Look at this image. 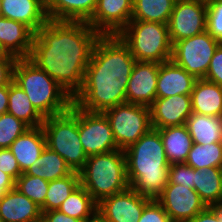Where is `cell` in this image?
Segmentation results:
<instances>
[{
	"mask_svg": "<svg viewBox=\"0 0 222 222\" xmlns=\"http://www.w3.org/2000/svg\"><path fill=\"white\" fill-rule=\"evenodd\" d=\"M100 36L87 22L49 19L35 33L29 59L74 97Z\"/></svg>",
	"mask_w": 222,
	"mask_h": 222,
	"instance_id": "1",
	"label": "cell"
},
{
	"mask_svg": "<svg viewBox=\"0 0 222 222\" xmlns=\"http://www.w3.org/2000/svg\"><path fill=\"white\" fill-rule=\"evenodd\" d=\"M135 63L128 46L118 35H101L73 103L82 110L103 113L127 102L126 90Z\"/></svg>",
	"mask_w": 222,
	"mask_h": 222,
	"instance_id": "2",
	"label": "cell"
},
{
	"mask_svg": "<svg viewBox=\"0 0 222 222\" xmlns=\"http://www.w3.org/2000/svg\"><path fill=\"white\" fill-rule=\"evenodd\" d=\"M124 154L130 187L150 200H157L169 182L170 167L159 131L151 128Z\"/></svg>",
	"mask_w": 222,
	"mask_h": 222,
	"instance_id": "3",
	"label": "cell"
},
{
	"mask_svg": "<svg viewBox=\"0 0 222 222\" xmlns=\"http://www.w3.org/2000/svg\"><path fill=\"white\" fill-rule=\"evenodd\" d=\"M13 82L44 118L68 111L73 103V97L29 58L16 60Z\"/></svg>",
	"mask_w": 222,
	"mask_h": 222,
	"instance_id": "4",
	"label": "cell"
},
{
	"mask_svg": "<svg viewBox=\"0 0 222 222\" xmlns=\"http://www.w3.org/2000/svg\"><path fill=\"white\" fill-rule=\"evenodd\" d=\"M79 174L80 184L97 203L130 187L123 150L88 156Z\"/></svg>",
	"mask_w": 222,
	"mask_h": 222,
	"instance_id": "5",
	"label": "cell"
},
{
	"mask_svg": "<svg viewBox=\"0 0 222 222\" xmlns=\"http://www.w3.org/2000/svg\"><path fill=\"white\" fill-rule=\"evenodd\" d=\"M118 36L136 61L160 64L171 60L172 43L167 24L131 20Z\"/></svg>",
	"mask_w": 222,
	"mask_h": 222,
	"instance_id": "6",
	"label": "cell"
},
{
	"mask_svg": "<svg viewBox=\"0 0 222 222\" xmlns=\"http://www.w3.org/2000/svg\"><path fill=\"white\" fill-rule=\"evenodd\" d=\"M47 147L57 152L74 172H80L86 163L85 154L79 138L78 106L58 115L45 117L42 124Z\"/></svg>",
	"mask_w": 222,
	"mask_h": 222,
	"instance_id": "7",
	"label": "cell"
},
{
	"mask_svg": "<svg viewBox=\"0 0 222 222\" xmlns=\"http://www.w3.org/2000/svg\"><path fill=\"white\" fill-rule=\"evenodd\" d=\"M103 113L110 122L119 150H126L152 128L147 106L125 102Z\"/></svg>",
	"mask_w": 222,
	"mask_h": 222,
	"instance_id": "8",
	"label": "cell"
},
{
	"mask_svg": "<svg viewBox=\"0 0 222 222\" xmlns=\"http://www.w3.org/2000/svg\"><path fill=\"white\" fill-rule=\"evenodd\" d=\"M219 44V41L205 31L199 35L176 41L172 45L171 60L196 79H204L211 58Z\"/></svg>",
	"mask_w": 222,
	"mask_h": 222,
	"instance_id": "9",
	"label": "cell"
},
{
	"mask_svg": "<svg viewBox=\"0 0 222 222\" xmlns=\"http://www.w3.org/2000/svg\"><path fill=\"white\" fill-rule=\"evenodd\" d=\"M79 138L88 156L119 150L107 117L101 112H88L78 107Z\"/></svg>",
	"mask_w": 222,
	"mask_h": 222,
	"instance_id": "10",
	"label": "cell"
},
{
	"mask_svg": "<svg viewBox=\"0 0 222 222\" xmlns=\"http://www.w3.org/2000/svg\"><path fill=\"white\" fill-rule=\"evenodd\" d=\"M206 0H176L168 22L172 45L206 31Z\"/></svg>",
	"mask_w": 222,
	"mask_h": 222,
	"instance_id": "11",
	"label": "cell"
},
{
	"mask_svg": "<svg viewBox=\"0 0 222 222\" xmlns=\"http://www.w3.org/2000/svg\"><path fill=\"white\" fill-rule=\"evenodd\" d=\"M157 201L172 222H187L207 207L194 189L177 184H167Z\"/></svg>",
	"mask_w": 222,
	"mask_h": 222,
	"instance_id": "12",
	"label": "cell"
},
{
	"mask_svg": "<svg viewBox=\"0 0 222 222\" xmlns=\"http://www.w3.org/2000/svg\"><path fill=\"white\" fill-rule=\"evenodd\" d=\"M133 0H98L87 23L100 35H118L131 21Z\"/></svg>",
	"mask_w": 222,
	"mask_h": 222,
	"instance_id": "13",
	"label": "cell"
},
{
	"mask_svg": "<svg viewBox=\"0 0 222 222\" xmlns=\"http://www.w3.org/2000/svg\"><path fill=\"white\" fill-rule=\"evenodd\" d=\"M151 200L134 191L131 187L103 198L97 209L110 222H138L144 207Z\"/></svg>",
	"mask_w": 222,
	"mask_h": 222,
	"instance_id": "14",
	"label": "cell"
},
{
	"mask_svg": "<svg viewBox=\"0 0 222 222\" xmlns=\"http://www.w3.org/2000/svg\"><path fill=\"white\" fill-rule=\"evenodd\" d=\"M192 113L191 95L156 98L150 106L151 126L161 129L185 125Z\"/></svg>",
	"mask_w": 222,
	"mask_h": 222,
	"instance_id": "15",
	"label": "cell"
},
{
	"mask_svg": "<svg viewBox=\"0 0 222 222\" xmlns=\"http://www.w3.org/2000/svg\"><path fill=\"white\" fill-rule=\"evenodd\" d=\"M159 63L136 61L126 90L128 103L150 107L156 99Z\"/></svg>",
	"mask_w": 222,
	"mask_h": 222,
	"instance_id": "16",
	"label": "cell"
},
{
	"mask_svg": "<svg viewBox=\"0 0 222 222\" xmlns=\"http://www.w3.org/2000/svg\"><path fill=\"white\" fill-rule=\"evenodd\" d=\"M196 78L172 60L160 63L156 98L173 95H191Z\"/></svg>",
	"mask_w": 222,
	"mask_h": 222,
	"instance_id": "17",
	"label": "cell"
},
{
	"mask_svg": "<svg viewBox=\"0 0 222 222\" xmlns=\"http://www.w3.org/2000/svg\"><path fill=\"white\" fill-rule=\"evenodd\" d=\"M1 17L21 22L34 33L48 22L44 0H2Z\"/></svg>",
	"mask_w": 222,
	"mask_h": 222,
	"instance_id": "18",
	"label": "cell"
},
{
	"mask_svg": "<svg viewBox=\"0 0 222 222\" xmlns=\"http://www.w3.org/2000/svg\"><path fill=\"white\" fill-rule=\"evenodd\" d=\"M35 33L26 25L0 17V44L16 59L29 58Z\"/></svg>",
	"mask_w": 222,
	"mask_h": 222,
	"instance_id": "19",
	"label": "cell"
},
{
	"mask_svg": "<svg viewBox=\"0 0 222 222\" xmlns=\"http://www.w3.org/2000/svg\"><path fill=\"white\" fill-rule=\"evenodd\" d=\"M2 222H41L40 207L16 188L0 198Z\"/></svg>",
	"mask_w": 222,
	"mask_h": 222,
	"instance_id": "20",
	"label": "cell"
},
{
	"mask_svg": "<svg viewBox=\"0 0 222 222\" xmlns=\"http://www.w3.org/2000/svg\"><path fill=\"white\" fill-rule=\"evenodd\" d=\"M47 146L43 127L28 129L9 147L22 173H25L41 156Z\"/></svg>",
	"mask_w": 222,
	"mask_h": 222,
	"instance_id": "21",
	"label": "cell"
},
{
	"mask_svg": "<svg viewBox=\"0 0 222 222\" xmlns=\"http://www.w3.org/2000/svg\"><path fill=\"white\" fill-rule=\"evenodd\" d=\"M192 112L222 117V87L205 79H197L191 92Z\"/></svg>",
	"mask_w": 222,
	"mask_h": 222,
	"instance_id": "22",
	"label": "cell"
},
{
	"mask_svg": "<svg viewBox=\"0 0 222 222\" xmlns=\"http://www.w3.org/2000/svg\"><path fill=\"white\" fill-rule=\"evenodd\" d=\"M98 0H47L48 19L87 22L93 15Z\"/></svg>",
	"mask_w": 222,
	"mask_h": 222,
	"instance_id": "23",
	"label": "cell"
},
{
	"mask_svg": "<svg viewBox=\"0 0 222 222\" xmlns=\"http://www.w3.org/2000/svg\"><path fill=\"white\" fill-rule=\"evenodd\" d=\"M157 130L162 138L165 154L170 165L184 163L193 144L186 125Z\"/></svg>",
	"mask_w": 222,
	"mask_h": 222,
	"instance_id": "24",
	"label": "cell"
},
{
	"mask_svg": "<svg viewBox=\"0 0 222 222\" xmlns=\"http://www.w3.org/2000/svg\"><path fill=\"white\" fill-rule=\"evenodd\" d=\"M185 125L193 143L210 145L222 142V117L192 113Z\"/></svg>",
	"mask_w": 222,
	"mask_h": 222,
	"instance_id": "25",
	"label": "cell"
},
{
	"mask_svg": "<svg viewBox=\"0 0 222 222\" xmlns=\"http://www.w3.org/2000/svg\"><path fill=\"white\" fill-rule=\"evenodd\" d=\"M7 112L23 121L30 128L42 126L44 117L33 107L27 94L13 80L9 83Z\"/></svg>",
	"mask_w": 222,
	"mask_h": 222,
	"instance_id": "26",
	"label": "cell"
},
{
	"mask_svg": "<svg viewBox=\"0 0 222 222\" xmlns=\"http://www.w3.org/2000/svg\"><path fill=\"white\" fill-rule=\"evenodd\" d=\"M194 190L206 206L222 202V168L195 169Z\"/></svg>",
	"mask_w": 222,
	"mask_h": 222,
	"instance_id": "27",
	"label": "cell"
},
{
	"mask_svg": "<svg viewBox=\"0 0 222 222\" xmlns=\"http://www.w3.org/2000/svg\"><path fill=\"white\" fill-rule=\"evenodd\" d=\"M72 172L66 161L57 152L46 146L41 156L25 174L53 181L66 177Z\"/></svg>",
	"mask_w": 222,
	"mask_h": 222,
	"instance_id": "28",
	"label": "cell"
},
{
	"mask_svg": "<svg viewBox=\"0 0 222 222\" xmlns=\"http://www.w3.org/2000/svg\"><path fill=\"white\" fill-rule=\"evenodd\" d=\"M176 0H133L131 20L168 24Z\"/></svg>",
	"mask_w": 222,
	"mask_h": 222,
	"instance_id": "29",
	"label": "cell"
},
{
	"mask_svg": "<svg viewBox=\"0 0 222 222\" xmlns=\"http://www.w3.org/2000/svg\"><path fill=\"white\" fill-rule=\"evenodd\" d=\"M80 185V174L72 172L70 175L49 181L47 195L41 212L58 210L60 205L70 196V194Z\"/></svg>",
	"mask_w": 222,
	"mask_h": 222,
	"instance_id": "30",
	"label": "cell"
},
{
	"mask_svg": "<svg viewBox=\"0 0 222 222\" xmlns=\"http://www.w3.org/2000/svg\"><path fill=\"white\" fill-rule=\"evenodd\" d=\"M98 203L80 184L58 208L64 214L84 221L97 210Z\"/></svg>",
	"mask_w": 222,
	"mask_h": 222,
	"instance_id": "31",
	"label": "cell"
},
{
	"mask_svg": "<svg viewBox=\"0 0 222 222\" xmlns=\"http://www.w3.org/2000/svg\"><path fill=\"white\" fill-rule=\"evenodd\" d=\"M194 169L222 168V142L200 145L193 143L185 161Z\"/></svg>",
	"mask_w": 222,
	"mask_h": 222,
	"instance_id": "32",
	"label": "cell"
},
{
	"mask_svg": "<svg viewBox=\"0 0 222 222\" xmlns=\"http://www.w3.org/2000/svg\"><path fill=\"white\" fill-rule=\"evenodd\" d=\"M49 181L22 173L15 180V187L19 192L35 202L40 208L44 205Z\"/></svg>",
	"mask_w": 222,
	"mask_h": 222,
	"instance_id": "33",
	"label": "cell"
},
{
	"mask_svg": "<svg viewBox=\"0 0 222 222\" xmlns=\"http://www.w3.org/2000/svg\"><path fill=\"white\" fill-rule=\"evenodd\" d=\"M30 127L14 115L6 112L0 119V149H6Z\"/></svg>",
	"mask_w": 222,
	"mask_h": 222,
	"instance_id": "34",
	"label": "cell"
},
{
	"mask_svg": "<svg viewBox=\"0 0 222 222\" xmlns=\"http://www.w3.org/2000/svg\"><path fill=\"white\" fill-rule=\"evenodd\" d=\"M207 23L206 31L222 43V0H206Z\"/></svg>",
	"mask_w": 222,
	"mask_h": 222,
	"instance_id": "35",
	"label": "cell"
},
{
	"mask_svg": "<svg viewBox=\"0 0 222 222\" xmlns=\"http://www.w3.org/2000/svg\"><path fill=\"white\" fill-rule=\"evenodd\" d=\"M195 169L184 163L172 164L169 167L168 184L189 186L194 189Z\"/></svg>",
	"mask_w": 222,
	"mask_h": 222,
	"instance_id": "36",
	"label": "cell"
},
{
	"mask_svg": "<svg viewBox=\"0 0 222 222\" xmlns=\"http://www.w3.org/2000/svg\"><path fill=\"white\" fill-rule=\"evenodd\" d=\"M138 222H172L162 205L157 200H151L142 212Z\"/></svg>",
	"mask_w": 222,
	"mask_h": 222,
	"instance_id": "37",
	"label": "cell"
},
{
	"mask_svg": "<svg viewBox=\"0 0 222 222\" xmlns=\"http://www.w3.org/2000/svg\"><path fill=\"white\" fill-rule=\"evenodd\" d=\"M204 79L222 87V43L215 50Z\"/></svg>",
	"mask_w": 222,
	"mask_h": 222,
	"instance_id": "38",
	"label": "cell"
},
{
	"mask_svg": "<svg viewBox=\"0 0 222 222\" xmlns=\"http://www.w3.org/2000/svg\"><path fill=\"white\" fill-rule=\"evenodd\" d=\"M0 170L14 180L22 174L16 158L9 148L0 149Z\"/></svg>",
	"mask_w": 222,
	"mask_h": 222,
	"instance_id": "39",
	"label": "cell"
},
{
	"mask_svg": "<svg viewBox=\"0 0 222 222\" xmlns=\"http://www.w3.org/2000/svg\"><path fill=\"white\" fill-rule=\"evenodd\" d=\"M16 60L11 55L0 59V87L8 85L13 80V67Z\"/></svg>",
	"mask_w": 222,
	"mask_h": 222,
	"instance_id": "40",
	"label": "cell"
},
{
	"mask_svg": "<svg viewBox=\"0 0 222 222\" xmlns=\"http://www.w3.org/2000/svg\"><path fill=\"white\" fill-rule=\"evenodd\" d=\"M41 222H83V221L68 216L59 210H51L42 213Z\"/></svg>",
	"mask_w": 222,
	"mask_h": 222,
	"instance_id": "41",
	"label": "cell"
},
{
	"mask_svg": "<svg viewBox=\"0 0 222 222\" xmlns=\"http://www.w3.org/2000/svg\"><path fill=\"white\" fill-rule=\"evenodd\" d=\"M187 222H220L216 214L207 206L203 211L197 214L193 219Z\"/></svg>",
	"mask_w": 222,
	"mask_h": 222,
	"instance_id": "42",
	"label": "cell"
},
{
	"mask_svg": "<svg viewBox=\"0 0 222 222\" xmlns=\"http://www.w3.org/2000/svg\"><path fill=\"white\" fill-rule=\"evenodd\" d=\"M15 187V180L0 170V198Z\"/></svg>",
	"mask_w": 222,
	"mask_h": 222,
	"instance_id": "43",
	"label": "cell"
},
{
	"mask_svg": "<svg viewBox=\"0 0 222 222\" xmlns=\"http://www.w3.org/2000/svg\"><path fill=\"white\" fill-rule=\"evenodd\" d=\"M9 84L0 87V113H6L8 108Z\"/></svg>",
	"mask_w": 222,
	"mask_h": 222,
	"instance_id": "44",
	"label": "cell"
},
{
	"mask_svg": "<svg viewBox=\"0 0 222 222\" xmlns=\"http://www.w3.org/2000/svg\"><path fill=\"white\" fill-rule=\"evenodd\" d=\"M83 222H110L98 209Z\"/></svg>",
	"mask_w": 222,
	"mask_h": 222,
	"instance_id": "45",
	"label": "cell"
},
{
	"mask_svg": "<svg viewBox=\"0 0 222 222\" xmlns=\"http://www.w3.org/2000/svg\"><path fill=\"white\" fill-rule=\"evenodd\" d=\"M208 207L216 214L218 221L222 222V202Z\"/></svg>",
	"mask_w": 222,
	"mask_h": 222,
	"instance_id": "46",
	"label": "cell"
},
{
	"mask_svg": "<svg viewBox=\"0 0 222 222\" xmlns=\"http://www.w3.org/2000/svg\"><path fill=\"white\" fill-rule=\"evenodd\" d=\"M7 56V52L3 49L2 45L0 44V59L6 58Z\"/></svg>",
	"mask_w": 222,
	"mask_h": 222,
	"instance_id": "47",
	"label": "cell"
},
{
	"mask_svg": "<svg viewBox=\"0 0 222 222\" xmlns=\"http://www.w3.org/2000/svg\"><path fill=\"white\" fill-rule=\"evenodd\" d=\"M1 2H2V0H0V17H1V12H2Z\"/></svg>",
	"mask_w": 222,
	"mask_h": 222,
	"instance_id": "48",
	"label": "cell"
}]
</instances>
